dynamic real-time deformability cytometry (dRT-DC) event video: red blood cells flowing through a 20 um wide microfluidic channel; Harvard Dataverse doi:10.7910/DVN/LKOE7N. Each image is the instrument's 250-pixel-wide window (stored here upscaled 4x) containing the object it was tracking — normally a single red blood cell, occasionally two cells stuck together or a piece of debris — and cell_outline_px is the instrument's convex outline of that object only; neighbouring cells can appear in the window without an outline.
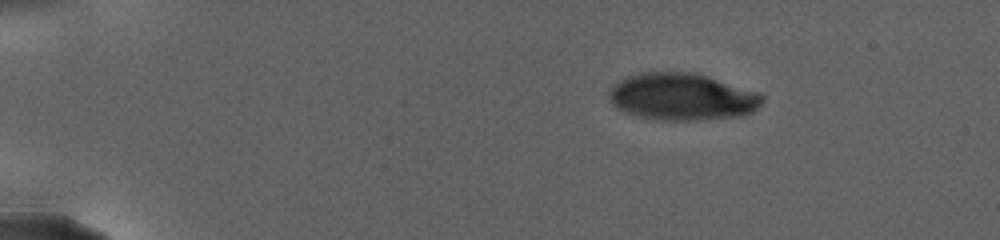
{"species": "human", "species_latin": "Homo sapiens", "temperature_condition": "warm", "stored_images_in_passage": 39, "camera_frame_rate_fps": 3000, "um_per_image_px": 0.085, "donor": {"sex": "female"}, "frame": {"image": 1, "passage_image": 1, "time_ms": 0.0, "image_size_px": [1000, 240], "cell_outline_px": [[764, 100], [752, 112], [740, 116], [688, 120], [664, 120], [640, 116], [624, 112], [616, 108], [608, 100], [608, 92], [620, 80], [628, 76], [648, 72], [684, 72], [704, 76], [760, 92], [764, 96]], "centroid_in_image_um": [57.96, 8.23], "position_along_channel_um": 27.0, "area_um2": 41.44}}
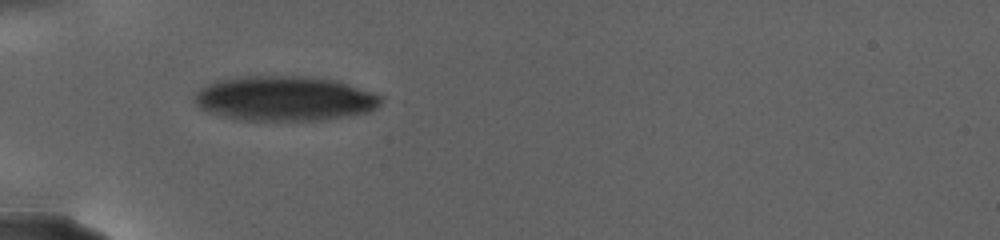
{"frame": {"image": 2, "passage_image": 28, "time_ms": 5.0, "image_size_px": [1000, 240], "cell_outline_px": [[380, 104], [376, 108], [368, 112], [352, 116], [324, 120], [236, 120], [208, 112], [200, 108], [196, 104], [196, 92], [200, 88], [216, 80], [244, 76], [300, 76], [332, 80], [380, 96]], "centroid_in_image_um": [24.13, 8.39], "position_along_channel_um": 60.9, "area_um2": 48.26}}
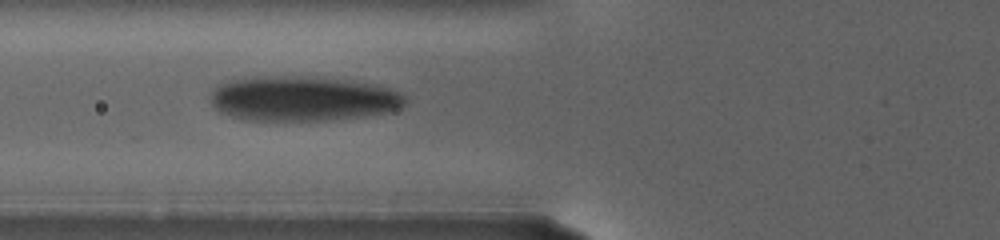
{"frame": {"image": 3, "passage_image": 38, "time_ms": 7.0, "image_size_px": [1000, 240], "cell_outline_px": [[404, 104], [396, 108], [384, 112], [364, 116], [332, 120], [244, 120], [220, 112], [212, 104], [212, 92], [220, 84], [228, 80], [240, 76], [320, 76], [376, 84], [388, 88], [404, 96]], "centroid_in_image_um": [25.67, 8.36], "position_along_channel_um": 100.1, "area_um2": 51.1}}